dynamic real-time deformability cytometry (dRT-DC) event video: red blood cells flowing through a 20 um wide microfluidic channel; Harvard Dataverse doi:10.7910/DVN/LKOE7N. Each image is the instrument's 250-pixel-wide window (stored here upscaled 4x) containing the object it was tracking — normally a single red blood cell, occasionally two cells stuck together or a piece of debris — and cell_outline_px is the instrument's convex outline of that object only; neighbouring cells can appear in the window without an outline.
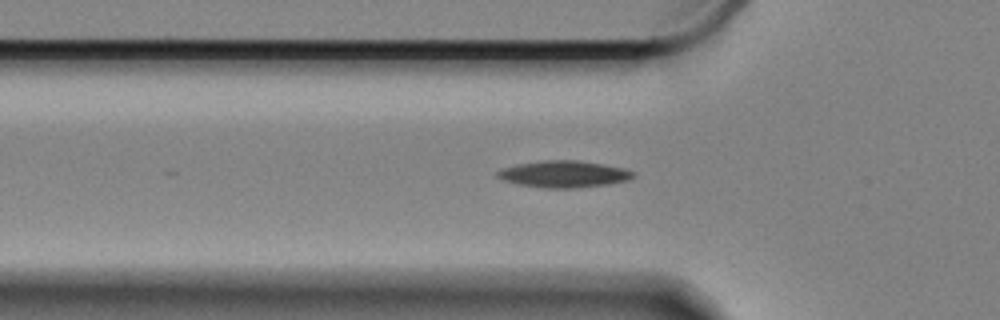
{"species": "Egyptian fruit bat (a non-hibernating species)", "species_latin": "Rousettus aegyptiacus", "temperature_condition": "cold", "stored_images_in_passage": 50, "camera_frame_rate_fps": 3000, "um_per_image_px": 0.085, "animal": {"sex": "female"}, "frame": {"image": 1, "passage_image": 12, "time_ms": 3.667, "image_size_px": [1000, 320], "cell_outline_px": [[636, 176], [628, 180], [608, 184], [572, 188], [544, 188], [520, 184], [504, 180], [496, 176], [496, 172], [504, 168], [516, 164], [544, 160], [576, 160], [624, 168], [636, 172]], "centroid_in_image_um": [47.95, 14.79], "position_along_channel_um": 77.9, "area_um2": 20.98}}
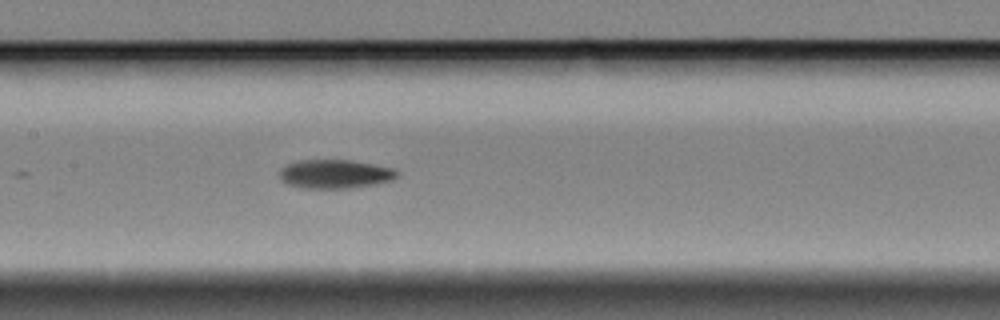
{"frame": {"image": 2, "passage_image": 21, "time_ms": 6.667, "image_size_px": [1000, 320], "cell_outline_px": [[400, 176], [392, 180], [372, 184], [348, 188], [300, 188], [288, 184], [280, 180], [280, 168], [288, 164], [300, 160], [352, 160], [392, 168], [400, 172]], "centroid_in_image_um": [28.47, 14.79], "position_along_channel_um": 178.9, "area_um2": 19.71}}
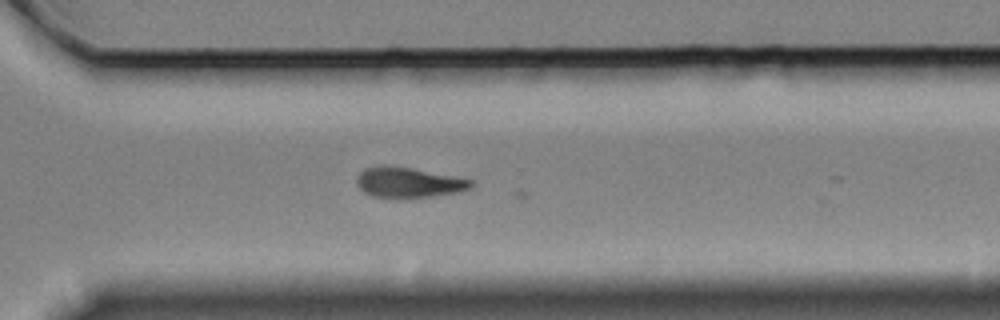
{"frame": {"image": 3, "passage_image": 30, "time_ms": 9.667, "image_size_px": [1000, 320], "cell_outline_px": [[472, 188], [456, 192], [432, 196], [372, 196], [364, 192], [360, 188], [356, 180], [360, 172], [364, 168], [384, 164], [412, 168], [472, 180]], "centroid_in_image_um": [34.69, 15.47], "position_along_channel_um": 335.9, "area_um2": 19.59}}